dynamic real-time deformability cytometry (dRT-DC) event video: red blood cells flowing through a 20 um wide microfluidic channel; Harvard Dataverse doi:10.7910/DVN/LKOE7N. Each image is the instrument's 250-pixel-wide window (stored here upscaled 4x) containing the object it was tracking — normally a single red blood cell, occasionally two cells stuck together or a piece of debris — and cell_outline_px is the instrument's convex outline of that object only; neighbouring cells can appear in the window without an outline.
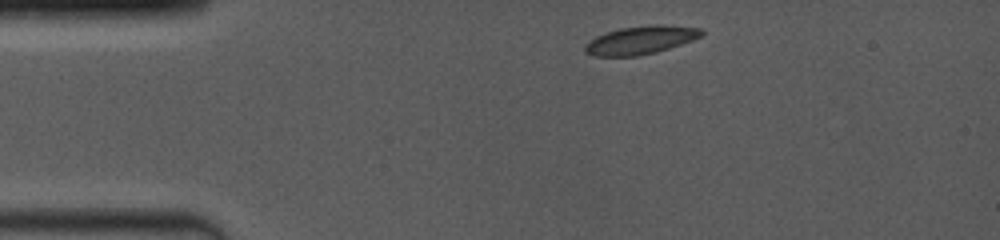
{"species": "common noctule bat (a hibernating species)", "species_latin": "Nyctalus noctula", "temperature_condition": "room temperature", "stored_images_in_passage": 5, "camera_frame_rate_fps": 4000, "um_per_image_px": 0.085, "animal": {"sex": "female", "body_mass_g": 19.0, "forearm_length_mm": 53.3}, "frame": {"image": 1, "passage_image": 1, "time_ms": 0.0, "image_size_px": [1000, 240], "cell_outline_px": [[704, 36], [656, 52], [636, 56], [592, 56], [584, 52], [584, 44], [588, 40], [604, 32], [620, 28], [652, 24], [656, 24], [700, 28], [704, 32]], "centroid_in_image_um": [54.4, 3.4], "position_along_channel_um": 30.6, "area_um2": 19.31}}
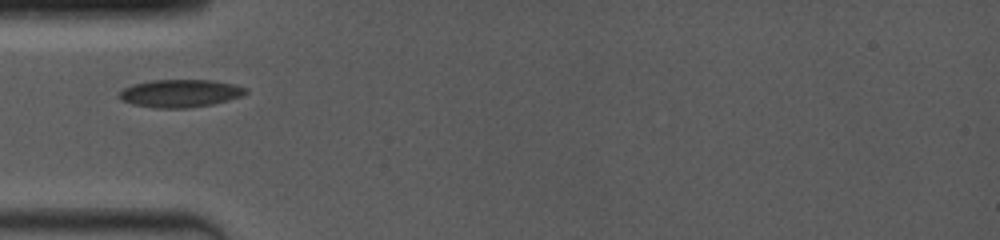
{"frame": {"image": 2, "passage_image": 4, "time_ms": 2.25, "image_size_px": [1000, 240], "cell_outline_px": [[248, 92], [244, 96], [212, 104], [188, 108], [156, 108], [132, 104], [120, 100], [120, 92], [124, 88], [132, 84], [152, 80], [212, 80], [236, 84], [248, 88]], "centroid_in_image_um": [15.36, 7.93], "position_along_channel_um": 69.6, "area_um2": 20.63}}
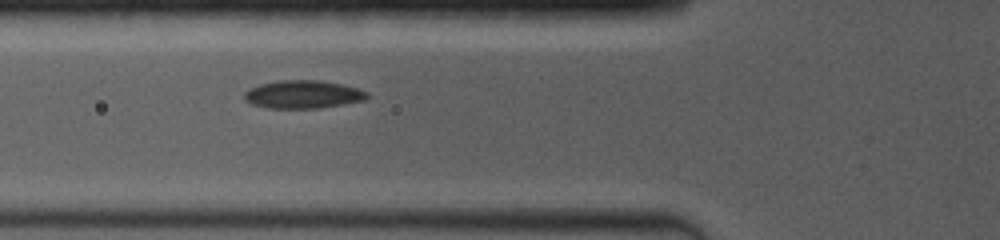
{"frame": {"image": 3, "passage_image": 5, "time_ms": 3.0, "image_size_px": [1000, 240], "cell_outline_px": [[368, 96], [364, 100], [344, 104], [320, 108], [268, 108], [252, 104], [244, 100], [244, 92], [248, 88], [260, 84], [276, 80], [320, 80], [340, 84], [356, 88], [368, 92]], "centroid_in_image_um": [25.71, 8.02], "position_along_channel_um": 100.1, "area_um2": 20.11}}